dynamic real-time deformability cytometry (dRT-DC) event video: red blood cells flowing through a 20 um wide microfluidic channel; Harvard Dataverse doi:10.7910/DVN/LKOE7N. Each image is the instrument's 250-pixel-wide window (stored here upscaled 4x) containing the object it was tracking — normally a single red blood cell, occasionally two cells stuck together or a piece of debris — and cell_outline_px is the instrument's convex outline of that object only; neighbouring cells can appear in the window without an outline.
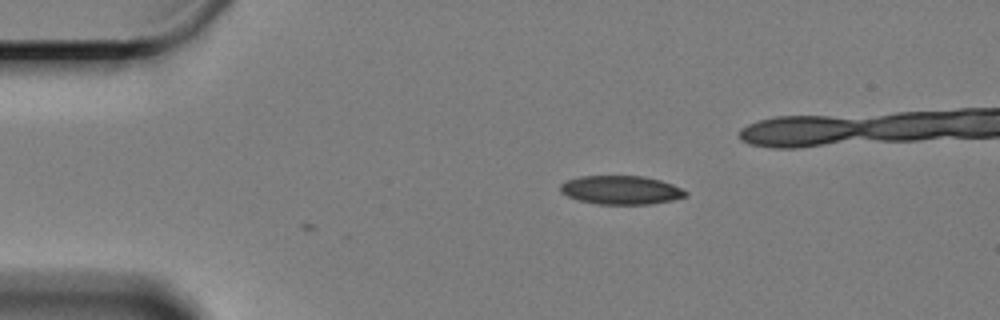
{"species": "Egyptian fruit bat (a non-hibernating species)", "species_latin": "Rousettus aegyptiacus", "temperature_condition": "cold", "stored_images_in_passage": 3, "camera_frame_rate_fps": 3000, "um_per_image_px": 0.085, "animal": {"sex": "female"}, "frame": {"image": 1, "passage_image": 3, "time_ms": 0.667, "image_size_px": [1000, 320], "cell_outline_px": [[688, 196], [672, 200], [648, 204], [596, 204], [576, 200], [560, 192], [560, 184], [568, 180], [580, 176], [644, 176], [660, 180], [672, 184], [688, 192]], "centroid_in_image_um": [52.77, 16.15], "position_along_channel_um": 32.2, "area_um2": 20.98}}